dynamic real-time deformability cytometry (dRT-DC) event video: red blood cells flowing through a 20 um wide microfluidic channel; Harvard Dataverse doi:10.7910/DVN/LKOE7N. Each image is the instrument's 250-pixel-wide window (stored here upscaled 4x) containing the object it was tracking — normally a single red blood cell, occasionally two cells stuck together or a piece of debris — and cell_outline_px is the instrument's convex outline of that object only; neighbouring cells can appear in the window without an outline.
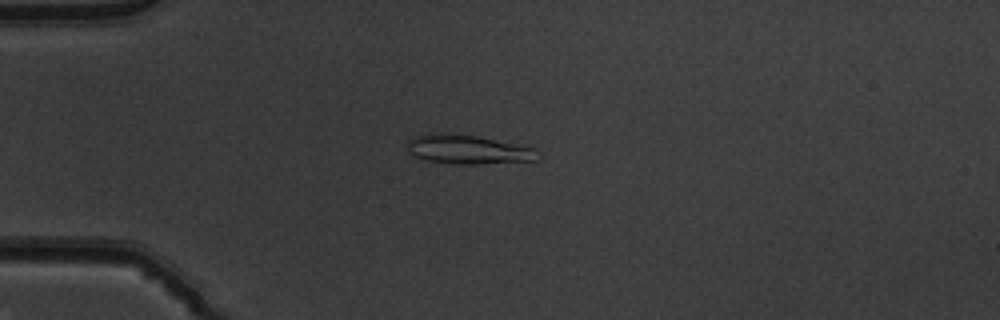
{"species": "common noctule bat (a hibernating species)", "species_latin": "Nyctalus noctula", "temperature_condition": "warm", "stored_images_in_passage": 46, "camera_frame_rate_fps": 3000, "um_per_image_px": 0.085, "animal": {"sex": "male", "body_mass_g": 19.5, "forearm_length_mm": 54.6}, "frame": {"image": 1, "passage_image": 9, "time_ms": 2.667, "image_size_px": [1000, 320], "cell_outline_px": [[536, 160], [480, 164], [452, 164], [424, 160], [408, 152], [408, 140], [416, 136], [436, 132], [448, 132], [476, 136], [524, 144], [536, 148]], "centroid_in_image_um": [39.78, 12.69], "position_along_channel_um": 45.2, "area_um2": 22.43}}
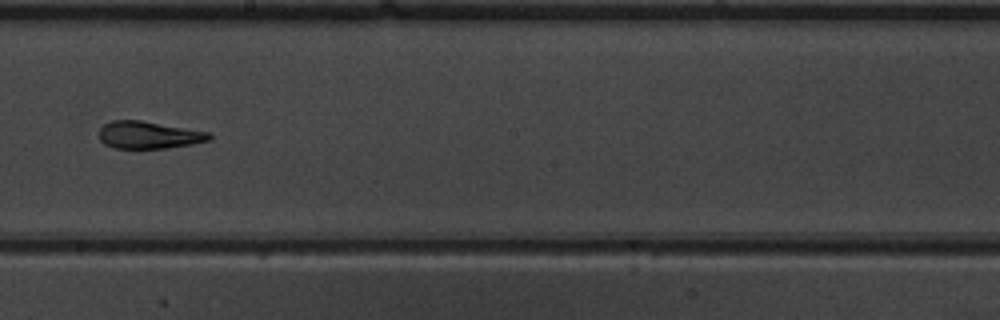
{"frame": {"image": 2, "passage_image": 25, "time_ms": 8.0, "image_size_px": [1000, 320], "cell_outline_px": [[212, 140], [192, 144], [168, 148], [112, 148], [104, 144], [100, 140], [100, 128], [104, 124], [112, 120], [140, 120], [212, 132]], "centroid_in_image_um": [12.68, 11.47], "position_along_channel_um": 235.5, "area_um2": 17.74}}
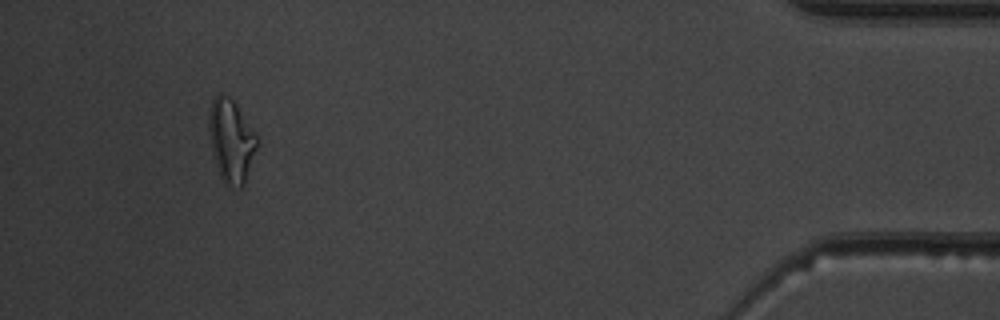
{"frame": {"image": 3, "passage_image": 43, "time_ms": 14.0, "image_size_px": [1000, 320], "cell_outline_px": [[260, 140], [244, 184], [240, 188], [224, 184], [220, 176], [212, 152], [208, 128], [208, 116], [212, 100], [220, 92], [228, 96], [236, 104]], "centroid_in_image_um": [19.65, 11.96], "position_along_channel_um": 415.6, "area_um2": 23.29}, "authors_computed_cell_mechanics": {"area_um2": 18.6694, "velocity_mm_per_s": 4.0202, "shape_relaxation_time_tau1_ms": 7.6046, "shape_relaxation_time_tau2_ms": 2.5142, "deformation_change_tau1": 0.2676, "deformation_change_tau2": 0.1224}}